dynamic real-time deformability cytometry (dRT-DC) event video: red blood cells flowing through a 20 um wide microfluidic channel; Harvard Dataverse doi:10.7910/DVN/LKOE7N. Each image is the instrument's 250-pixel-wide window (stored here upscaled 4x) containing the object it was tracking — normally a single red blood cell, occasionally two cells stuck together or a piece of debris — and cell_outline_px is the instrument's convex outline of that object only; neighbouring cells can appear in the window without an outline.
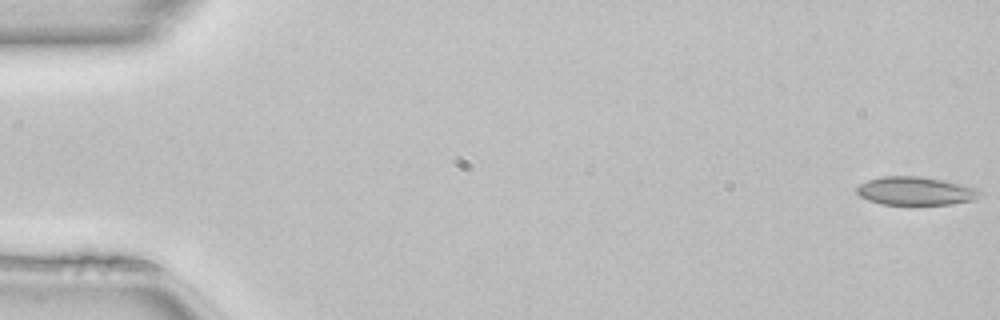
{"species": "common noctule bat (a hibernating species)", "species_latin": "Nyctalus noctula", "temperature_condition": "room temperature", "stored_images_in_passage": 51, "segment_of_instrument_passage": [1, 2], "camera_frame_rate_fps": 3000, "um_per_image_px": 0.085, "animal": {"sex": "female", "body_mass_g": 22.7, "forearm_length_mm": 54.2}, "frame": {"image": 1, "passage_image": 1, "time_ms": 0.0, "image_size_px": [1000, 320], "cell_outline_px": [[984, 196], [972, 200], [952, 204], [880, 204], [868, 200], [860, 196], [856, 192], [856, 188], [860, 184], [868, 180], [884, 176], [920, 176], [944, 180], [980, 188], [984, 192]], "centroid_in_image_um": [77.9, 16.23], "position_along_channel_um": 7.1, "area_um2": 20.58}}
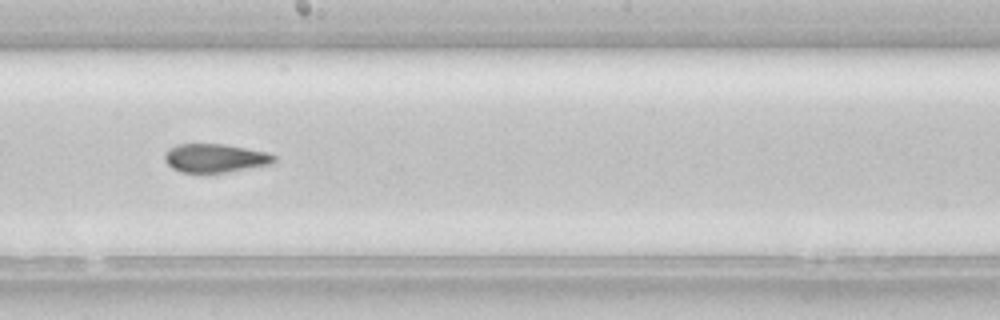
{"frame": {"image": 2, "passage_image": 28, "time_ms": 9.0, "image_size_px": [1000, 320], "cell_outline_px": [[276, 160], [268, 164], [224, 172], [180, 172], [172, 168], [164, 160], [164, 152], [168, 148], [176, 144], [224, 144], [264, 152], [276, 156]], "centroid_in_image_um": [18.19, 13.42], "position_along_channel_um": 230.0, "area_um2": 17.92}}
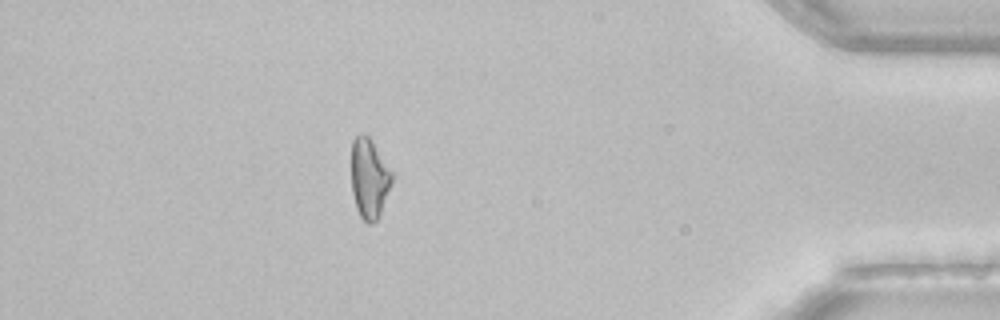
{"frame": {"image": 3, "passage_image": 44, "time_ms": 14.333, "image_size_px": [1000, 320], "cell_outline_px": [[392, 180], [380, 216], [372, 224], [368, 224], [360, 216], [356, 208], [352, 192], [352, 140], [356, 136], [368, 136], [372, 140], [392, 172]], "centroid_in_image_um": [31.38, 15.2], "position_along_channel_um": 403.8, "area_um2": 18.67}}